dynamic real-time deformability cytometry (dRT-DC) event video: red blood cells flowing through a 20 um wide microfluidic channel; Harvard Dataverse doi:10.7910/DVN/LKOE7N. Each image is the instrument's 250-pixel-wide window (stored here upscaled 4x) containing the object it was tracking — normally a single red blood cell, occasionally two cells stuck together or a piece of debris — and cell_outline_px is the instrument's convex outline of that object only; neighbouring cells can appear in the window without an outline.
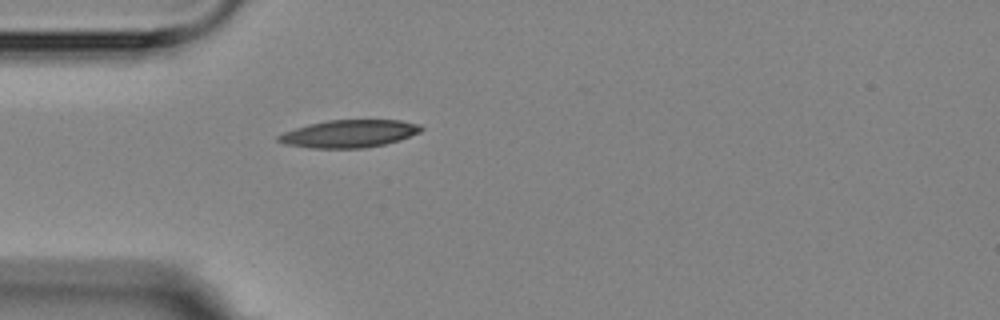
{"species": "Egyptian fruit bat (a non-hibernating species)", "species_latin": "Rousettus aegyptiacus", "temperature_condition": "room temperature", "stored_images_in_passage": 1, "camera_frame_rate_fps": 3000, "um_per_image_px": 0.085, "animal": {"sex": "female"}, "frame": {"image": 1, "passage_image": 1, "time_ms": 0.0, "image_size_px": [1000, 320], "cell_outline_px": [[424, 128], [420, 132], [400, 140], [384, 144], [364, 148], [308, 148], [284, 144], [276, 140], [276, 136], [284, 132], [308, 124], [328, 120], [400, 120], [420, 124]], "centroid_in_image_um": [29.67, 11.36], "position_along_channel_um": 55.3, "area_um2": 23.06}}